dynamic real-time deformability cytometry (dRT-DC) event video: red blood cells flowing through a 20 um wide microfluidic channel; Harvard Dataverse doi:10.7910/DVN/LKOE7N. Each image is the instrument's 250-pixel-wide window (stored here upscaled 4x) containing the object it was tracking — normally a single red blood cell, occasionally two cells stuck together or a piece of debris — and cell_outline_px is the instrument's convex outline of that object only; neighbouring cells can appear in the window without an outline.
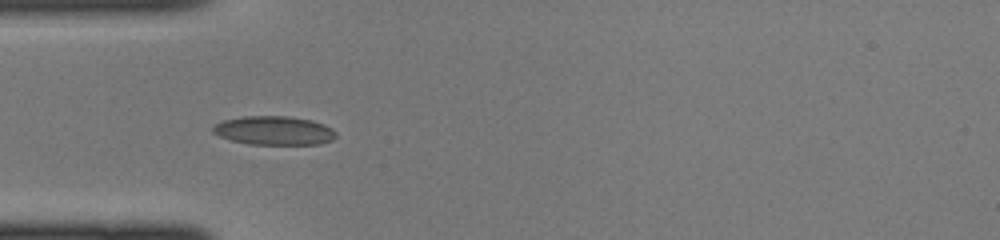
{"species": "common noctule bat (a hibernating species)", "species_latin": "Nyctalus noctula", "temperature_condition": "cold", "stored_images_in_passage": 28, "camera_frame_rate_fps": 3000, "um_per_image_px": 0.085, "animal": {"sex": "female", "body_mass_g": 22.0, "forearm_length_mm": 56.7}, "frame": {"image": 1, "passage_image": 3, "time_ms": 0.667, "image_size_px": [1000, 240], "cell_outline_px": [[336, 136], [332, 140], [320, 144], [248, 144], [232, 140], [220, 136], [212, 132], [212, 128], [216, 124], [224, 120], [244, 116], [288, 116], [312, 120], [324, 124], [332, 128], [336, 132]], "centroid_in_image_um": [23.32, 11.09], "position_along_channel_um": 61.7, "area_um2": 20.63}}
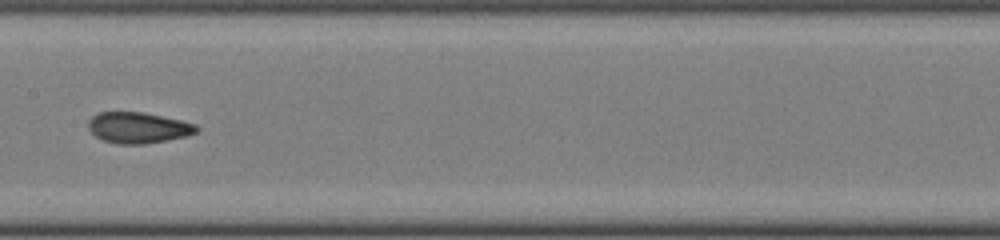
{"frame": {"image": 2, "passage_image": 12, "time_ms": 3.667, "image_size_px": [1000, 240], "cell_outline_px": [[200, 128], [196, 132], [188, 136], [144, 144], [116, 144], [104, 140], [96, 136], [88, 128], [88, 120], [92, 116], [100, 112], [140, 112], [180, 120], [196, 124]], "centroid_in_image_um": [11.74, 10.86], "position_along_channel_um": 195.7, "area_um2": 19.42}}
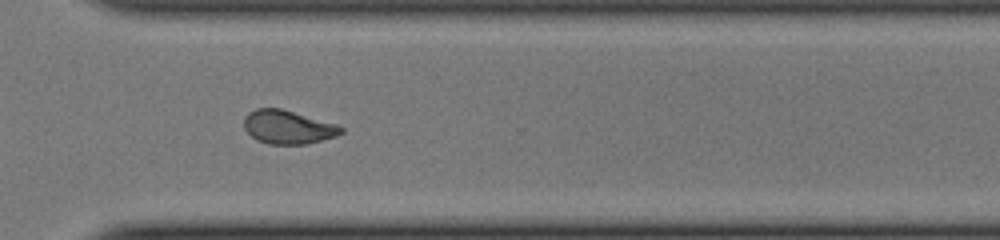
{"frame": {"image": 3, "passage_image": 22, "time_ms": 7.0, "image_size_px": [1000, 240], "cell_outline_px": [[344, 132], [336, 136], [308, 144], [268, 144], [256, 140], [244, 128], [244, 116], [248, 112], [256, 108], [280, 108], [336, 124], [344, 128]], "centroid_in_image_um": [24.46, 10.81], "position_along_channel_um": 346.1, "area_um2": 19.02}}